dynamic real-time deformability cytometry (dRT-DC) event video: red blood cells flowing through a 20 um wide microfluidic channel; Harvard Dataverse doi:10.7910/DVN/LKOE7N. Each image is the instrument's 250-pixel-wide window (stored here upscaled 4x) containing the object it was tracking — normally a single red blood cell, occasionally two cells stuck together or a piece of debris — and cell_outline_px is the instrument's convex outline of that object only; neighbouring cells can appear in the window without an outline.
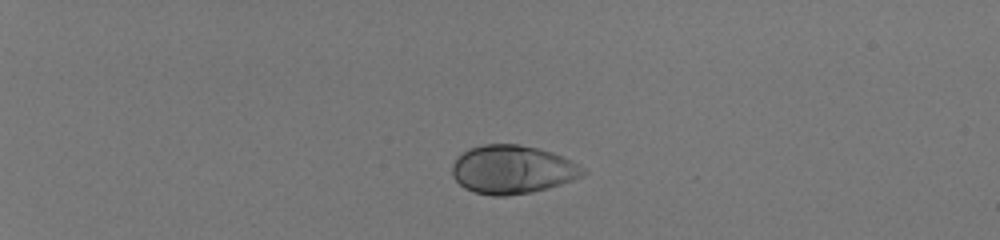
{"species": "human", "species_latin": "Homo sapiens", "temperature_condition": "room temperature", "stored_images_in_passage": 41, "camera_frame_rate_fps": 3000, "um_per_image_px": 0.085, "donor": {"sex": "male"}, "frame": {"image": 1, "passage_image": 1, "time_ms": 0.0, "image_size_px": [1000, 240], "cell_outline_px": [[588, 172], [584, 176], [548, 188], [532, 192], [508, 196], [492, 196], [476, 192], [464, 188], [452, 176], [452, 164], [468, 148], [484, 144], [520, 144], [552, 152], [564, 156], [572, 160], [584, 168]], "centroid_in_image_um": [43.58, 14.41], "position_along_channel_um": 41.4, "area_um2": 37.11}}
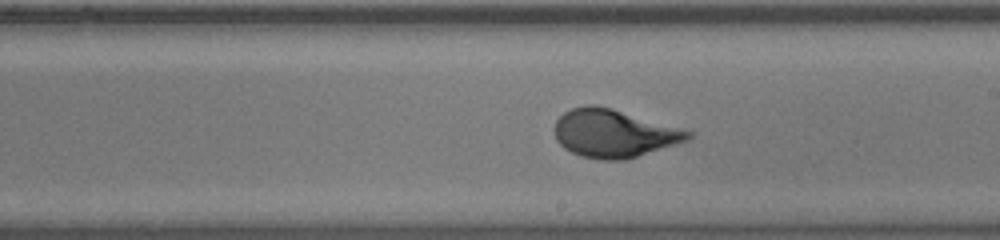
{"frame": {"image": 2, "passage_image": 23, "time_ms": 7.333, "image_size_px": [1000, 240], "cell_outline_px": [[692, 136], [688, 140], [676, 144], [624, 160], [600, 160], [580, 156], [564, 148], [556, 140], [552, 128], [556, 120], [564, 112], [572, 108], [588, 104], [592, 104], [612, 108], [692, 132]], "centroid_in_image_um": [52.11, 11.34], "position_along_channel_um": 236.9, "area_um2": 37.17}}
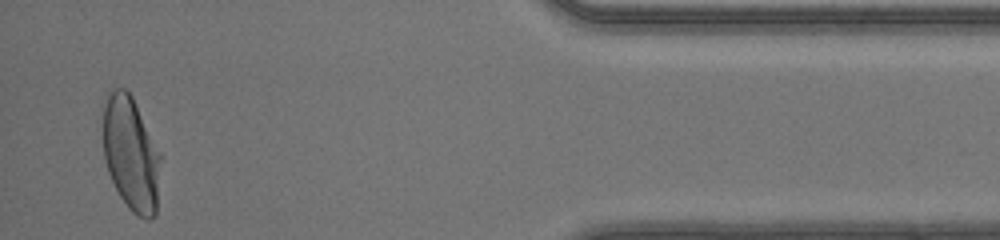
{"frame": {"image": 3, "passage_image": 40, "time_ms": 13.0, "image_size_px": [1000, 240], "cell_outline_px": [[160, 160], [156, 212], [152, 220], [144, 220], [132, 212], [128, 208], [120, 196], [108, 172], [104, 160], [104, 100], [108, 92], [112, 88], [124, 88], [132, 96], [160, 152]], "centroid_in_image_um": [11.13, 13.08], "position_along_channel_um": 424.1, "area_um2": 38.15}, "authors_computed_cell_mechanics": {"area_um2": 36.9342, "velocity_mm_per_s": 4.0779, "shape_relaxation_time_tau1_ms": 2.4313, "shape_relaxation_time_tau2_ms": null, "deformation_change_tau1": 0.16, "deformation_change_tau2": null}}